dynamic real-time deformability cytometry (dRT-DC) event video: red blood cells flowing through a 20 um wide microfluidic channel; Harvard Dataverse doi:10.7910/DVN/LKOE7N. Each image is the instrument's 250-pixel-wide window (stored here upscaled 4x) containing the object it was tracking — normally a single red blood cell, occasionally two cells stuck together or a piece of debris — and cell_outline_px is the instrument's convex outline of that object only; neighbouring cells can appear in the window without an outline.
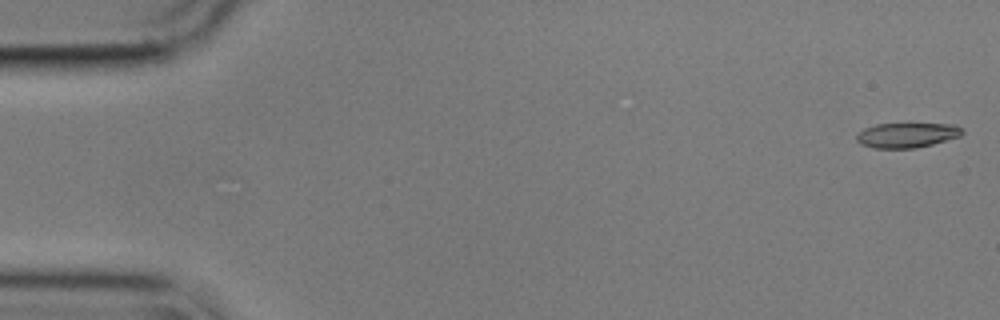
{"species": "common noctule bat (a hibernating species)", "species_latin": "Nyctalus noctula", "temperature_condition": "cold", "stored_images_in_passage": 55, "camera_frame_rate_fps": 3000, "um_per_image_px": 0.085, "animal": {"sex": "male", "body_mass_g": 17.9}, "frame": {"image": 1, "passage_image": 1, "time_ms": 0.0, "image_size_px": [1000, 320], "cell_outline_px": [[964, 132], [960, 136], [932, 144], [916, 148], [872, 148], [860, 144], [856, 140], [856, 136], [864, 128], [876, 124], [956, 124]], "centroid_in_image_um": [77.07, 11.49], "position_along_channel_um": 7.9, "area_um2": 15.26}}
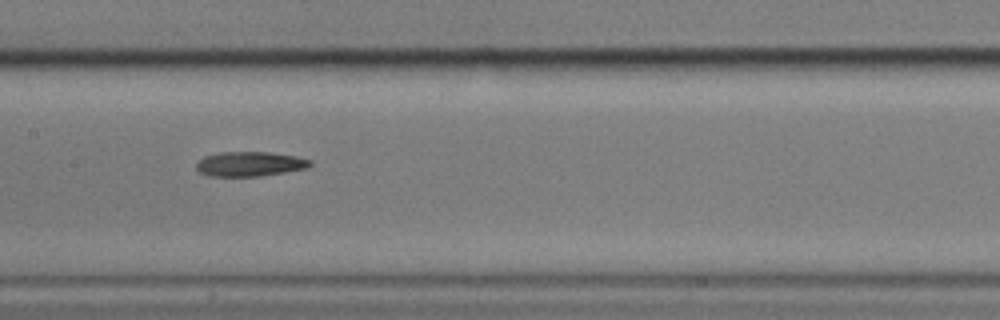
{"frame": {"image": 2, "passage_image": 27, "time_ms": 8.667, "image_size_px": [1000, 320], "cell_outline_px": [[312, 164], [308, 168], [260, 176], [208, 176], [200, 172], [196, 168], [196, 160], [204, 156], [220, 152], [268, 152], [296, 156], [312, 160]], "centroid_in_image_um": [21.22, 13.93], "position_along_channel_um": 186.2, "area_um2": 16.47}}
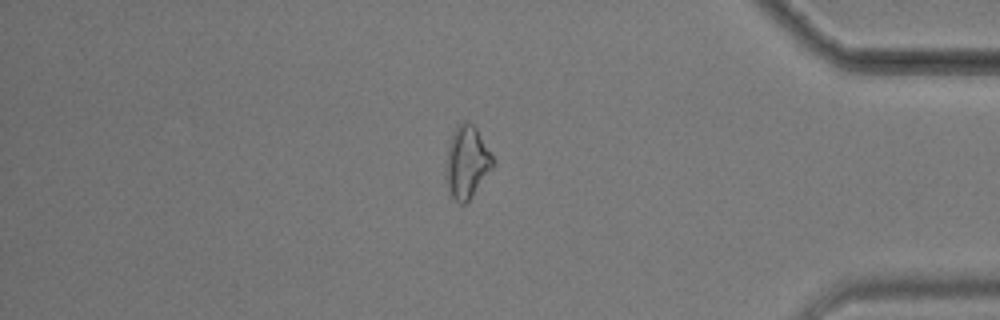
{"frame": {"image": 3, "passage_image": 47, "time_ms": 15.333, "image_size_px": [1000, 320], "cell_outline_px": [[496, 164], [468, 200], [464, 204], [460, 204], [452, 196], [444, 180], [448, 144], [452, 132], [464, 120], [472, 124], [476, 128], [492, 156]], "centroid_in_image_um": [39.66, 13.78], "position_along_channel_um": 395.5, "area_um2": 19.65}, "authors_computed_cell_mechanics": {"area_um2": 16.9354, "velocity_mm_per_s": 3.5829, "shape_relaxation_time_tau1_ms": 3.0286, "shape_relaxation_time_tau2_ms": null, "deformation_change_tau1": 0.1411, "deformation_change_tau2": null}}